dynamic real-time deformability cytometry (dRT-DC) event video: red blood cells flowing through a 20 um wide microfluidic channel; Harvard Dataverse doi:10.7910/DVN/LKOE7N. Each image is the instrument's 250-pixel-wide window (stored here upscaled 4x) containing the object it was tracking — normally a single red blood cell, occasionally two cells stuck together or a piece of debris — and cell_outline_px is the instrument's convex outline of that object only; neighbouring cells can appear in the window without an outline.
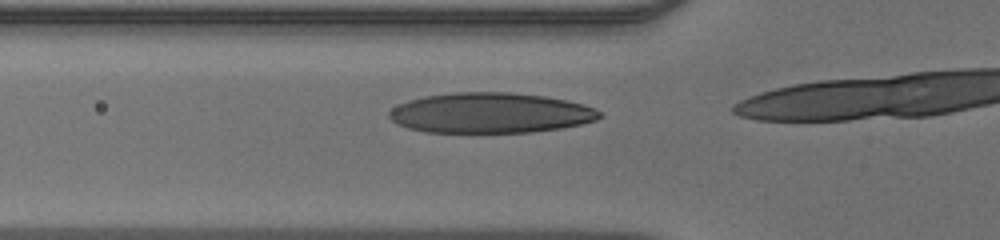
{"species": "human", "species_latin": "Homo sapiens", "temperature_condition": "warm", "stored_images_in_passage": 15, "camera_frame_rate_fps": 3000, "um_per_image_px": 0.085, "donor": {"sex": "male"}, "frame": {"image": 1, "passage_image": 11, "time_ms": 3.333, "image_size_px": [1000, 240], "cell_outline_px": [[604, 116], [596, 120], [564, 128], [532, 132], [424, 132], [408, 128], [396, 124], [388, 116], [388, 112], [392, 108], [408, 100], [424, 96], [452, 92], [508, 92], [544, 96], [568, 100], [584, 104], [596, 108]], "centroid_in_image_um": [41.7, 9.6], "position_along_channel_um": 84.1, "area_um2": 49.77}}
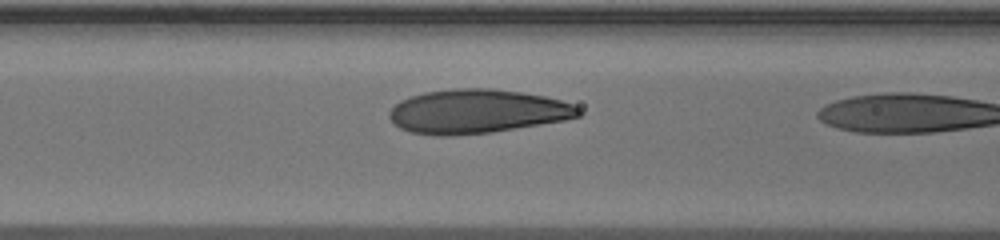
{"frame": {"image": 2, "passage_image": 14, "time_ms": 4.333, "image_size_px": [1000, 240], "cell_outline_px": [[580, 116], [564, 120], [488, 132], [448, 136], [440, 136], [412, 132], [400, 128], [388, 116], [388, 112], [400, 100], [424, 92], [456, 88], [492, 88], [520, 92], [544, 96], [560, 100], [572, 104], [580, 108]], "centroid_in_image_um": [40.53, 9.46], "position_along_channel_um": 126.1, "area_um2": 48.03}}